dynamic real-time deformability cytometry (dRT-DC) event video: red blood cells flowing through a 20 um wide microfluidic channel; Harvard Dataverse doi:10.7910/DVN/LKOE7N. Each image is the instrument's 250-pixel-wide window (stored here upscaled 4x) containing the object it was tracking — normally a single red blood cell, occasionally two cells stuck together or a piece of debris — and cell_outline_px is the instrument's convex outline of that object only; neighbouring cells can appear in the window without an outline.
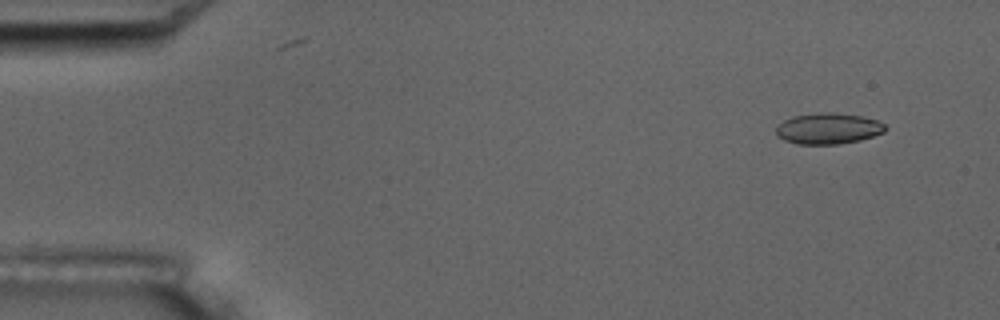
{"species": "common noctule bat (a hibernating species)", "species_latin": "Nyctalus noctula", "temperature_condition": "room temperature", "stored_images_in_passage": 6, "camera_frame_rate_fps": 3000, "um_per_image_px": 0.085, "animal": {"sex": "male", "body_mass_g": 17.5, "forearm_length_mm": 52.3}, "frame": {"image": 1, "passage_image": 2, "time_ms": 1.333, "image_size_px": [1000, 320], "cell_outline_px": [[888, 128], [884, 132], [860, 140], [840, 144], [796, 144], [784, 140], [776, 136], [776, 128], [784, 120], [792, 116], [820, 112], [832, 112], [860, 116], [876, 120], [884, 124]], "centroid_in_image_um": [70.38, 10.93], "position_along_channel_um": 14.6, "area_um2": 19.77}}